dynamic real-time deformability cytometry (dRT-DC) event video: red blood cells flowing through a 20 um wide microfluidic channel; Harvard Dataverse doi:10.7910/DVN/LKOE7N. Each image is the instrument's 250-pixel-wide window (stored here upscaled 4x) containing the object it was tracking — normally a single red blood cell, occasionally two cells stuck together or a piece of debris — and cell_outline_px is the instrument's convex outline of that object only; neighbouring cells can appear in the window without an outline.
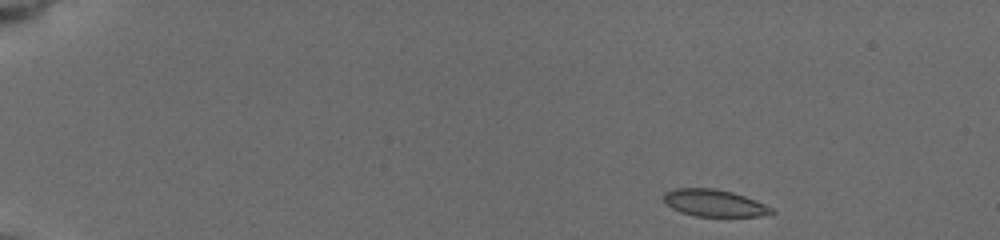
{"species": "common noctule bat (a hibernating species)", "species_latin": "Nyctalus noctula", "temperature_condition": "cold", "stored_images_in_passage": 49, "camera_frame_rate_fps": 3000, "um_per_image_px": 0.085, "animal": {"sex": "female", "body_mass_g": 19.5, "forearm_length_mm": 54.1}, "frame": {"image": 1, "passage_image": 1, "time_ms": 0.0, "image_size_px": [1000, 240], "cell_outline_px": [[776, 212], [760, 216], [696, 216], [680, 212], [672, 208], [664, 200], [664, 192], [672, 188], [716, 188], [732, 192], [756, 200], [772, 208]], "centroid_in_image_um": [60.7, 17.25], "position_along_channel_um": 24.3, "area_um2": 16.94}}
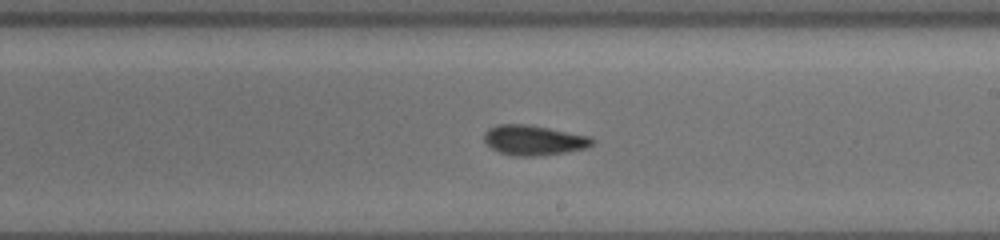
{"frame": {"image": 2, "passage_image": 28, "time_ms": 9.0, "image_size_px": [1000, 240], "cell_outline_px": [[596, 140], [588, 148], [568, 152], [540, 156], [512, 156], [500, 152], [492, 148], [484, 140], [484, 132], [488, 128], [496, 124], [524, 124], [548, 128], [592, 136]], "centroid_in_image_um": [45.4, 11.92], "position_along_channel_um": 243.6, "area_um2": 19.13}}
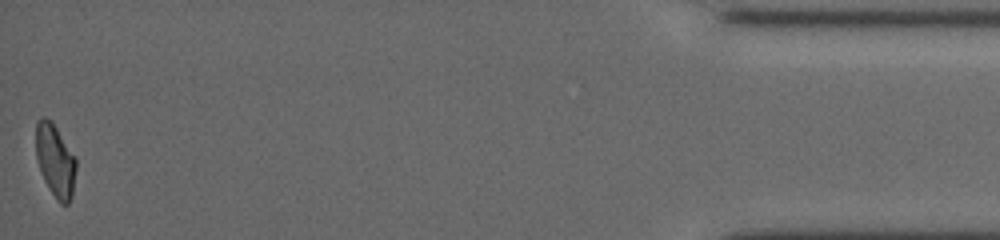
{"frame": {"image": 3, "passage_image": 49, "time_ms": 16.0, "image_size_px": [1000, 240], "cell_outline_px": [[76, 168], [72, 196], [68, 204], [60, 204], [56, 200], [48, 188], [40, 172], [36, 156], [36, 120], [44, 116], [52, 120], [76, 156]], "centroid_in_image_um": [4.7, 13.63], "position_along_channel_um": 430.5, "area_um2": 17.46}, "authors_computed_cell_mechanics": {"area_um2": 18.1492, "velocity_mm_per_s": 3.7594, "shape_relaxation_time_tau1_ms": 6.6534, "shape_relaxation_time_tau2_ms": 3.0501, "deformation_change_tau1": 0.126, "deformation_change_tau2": 0.0697}}